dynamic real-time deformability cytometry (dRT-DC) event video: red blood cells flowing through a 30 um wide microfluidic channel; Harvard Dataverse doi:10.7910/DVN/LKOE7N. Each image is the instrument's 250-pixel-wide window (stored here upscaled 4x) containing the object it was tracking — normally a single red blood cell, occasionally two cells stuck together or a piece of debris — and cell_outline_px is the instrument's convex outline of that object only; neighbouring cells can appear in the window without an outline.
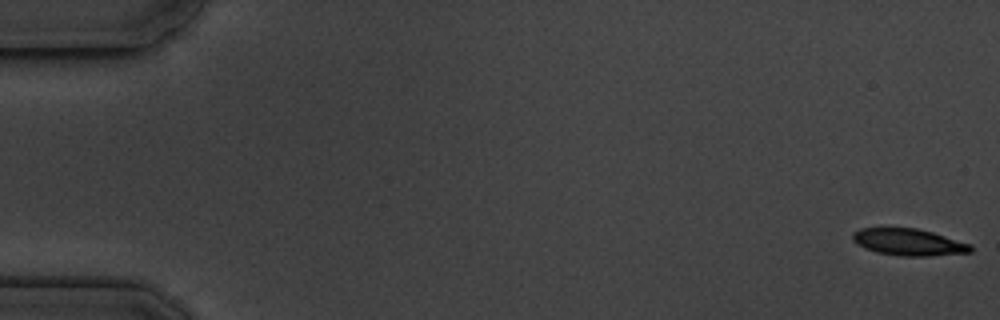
{"species": "common noctule bat (a hibernating species)", "species_latin": "Nyctalus noctula", "temperature_condition": "cold", "stored_images_in_passage": 7, "camera_frame_rate_fps": 3000, "um_per_image_px": 0.085, "animal": {"sex": "male", "body_mass_g": 19.5, "forearm_length_mm": 54.6}, "frame": {"image": 1, "passage_image": 1, "time_ms": 0.0, "image_size_px": [1000, 320], "cell_outline_px": [[972, 252], [928, 256], [900, 256], [876, 252], [864, 248], [856, 244], [852, 240], [852, 232], [860, 228], [916, 228], [932, 232], [972, 244]], "centroid_in_image_um": [77.21, 20.58], "position_along_channel_um": 7.8, "area_um2": 18.55}}
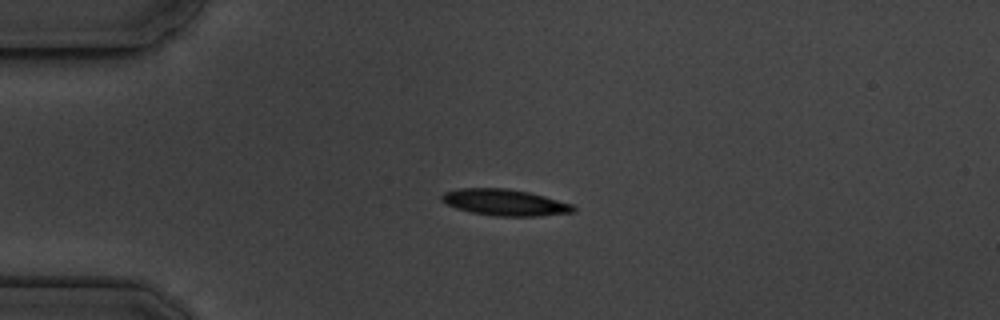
{"frame": {"image": 2, "passage_image": 5, "time_ms": 4.333, "image_size_px": [1000, 320], "cell_outline_px": [[576, 208], [572, 212], [540, 216], [496, 216], [472, 212], [456, 208], [440, 200], [440, 196], [444, 192], [456, 188], [508, 188], [528, 192], [544, 196], [572, 204]], "centroid_in_image_um": [42.88, 17.2], "position_along_channel_um": 42.1, "area_um2": 20.17}}